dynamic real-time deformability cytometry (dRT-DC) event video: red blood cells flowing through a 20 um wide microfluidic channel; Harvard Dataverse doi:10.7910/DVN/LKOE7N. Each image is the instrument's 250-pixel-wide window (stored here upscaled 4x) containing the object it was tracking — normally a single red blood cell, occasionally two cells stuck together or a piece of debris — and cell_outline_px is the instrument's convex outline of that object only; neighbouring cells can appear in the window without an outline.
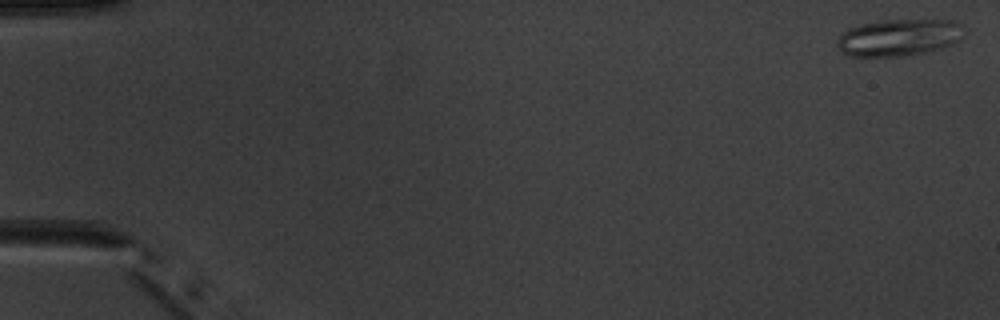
{"species": "common noctule bat (a hibernating species)", "species_latin": "Nyctalus noctula", "temperature_condition": "warm", "stored_images_in_passage": 6, "camera_frame_rate_fps": 3000, "um_per_image_px": 0.085, "animal": {"sex": "male", "body_mass_g": 20.1, "forearm_length_mm": 53.5}, "frame": {"image": 1, "passage_image": 1, "time_ms": 0.0, "image_size_px": [1000, 320], "cell_outline_px": [[960, 40], [952, 44], [940, 48], [924, 52], [904, 56], [848, 56], [836, 48], [836, 44], [840, 36], [848, 28], [860, 24], [888, 20], [948, 20], [960, 24]], "centroid_in_image_um": [76.33, 3.2], "position_along_channel_um": 8.7, "area_um2": 26.88}}
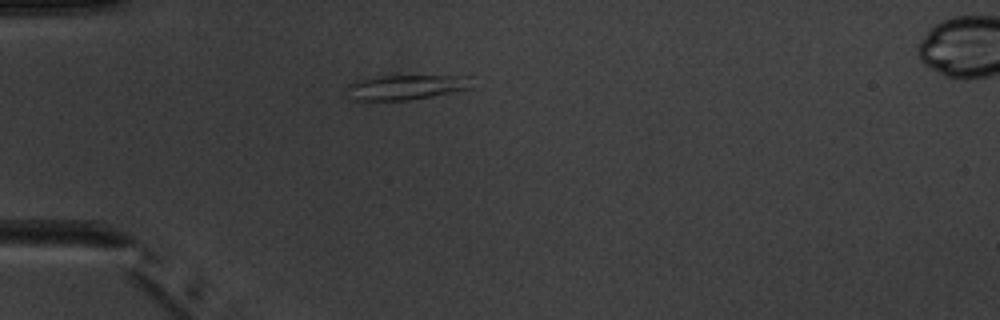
{"frame": {"image": 2, "passage_image": 5, "time_ms": 4.667, "image_size_px": [1000, 320], "cell_outline_px": [[472, 88], [432, 96], [408, 100], [356, 100], [344, 88], [352, 80], [380, 76], [472, 76]], "centroid_in_image_um": [34.51, 7.4], "position_along_channel_um": 50.5, "area_um2": 18.15}}